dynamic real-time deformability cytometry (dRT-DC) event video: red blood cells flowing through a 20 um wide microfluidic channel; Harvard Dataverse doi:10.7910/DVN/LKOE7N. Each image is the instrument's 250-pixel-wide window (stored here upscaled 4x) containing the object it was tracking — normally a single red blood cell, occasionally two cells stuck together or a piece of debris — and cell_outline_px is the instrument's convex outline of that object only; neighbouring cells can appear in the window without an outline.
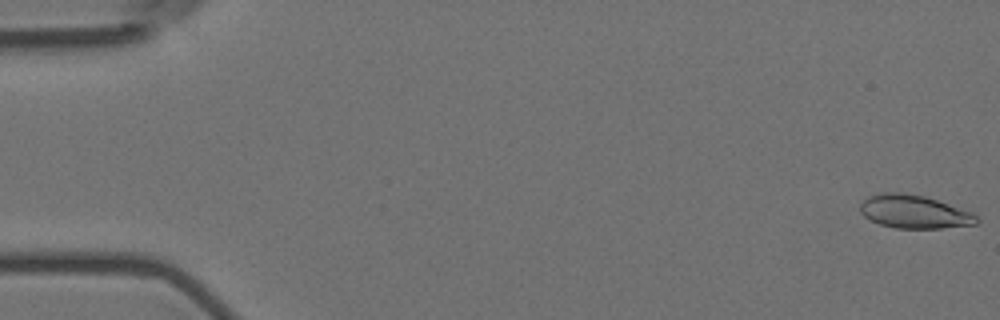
{"species": "Egyptian fruit bat (a non-hibernating species)", "species_latin": "Rousettus aegyptiacus", "temperature_condition": "room temperature", "stored_images_in_passage": 10, "camera_frame_rate_fps": 3000, "um_per_image_px": 0.085, "animal": {"sex": "female"}, "frame": {"image": 1, "passage_image": 1, "time_ms": 0.0, "image_size_px": [1000, 320], "cell_outline_px": [[980, 220], [976, 224], [940, 228], [896, 228], [880, 224], [864, 216], [860, 212], [860, 204], [868, 196], [884, 192], [904, 192], [924, 196], [972, 212]], "centroid_in_image_um": [77.69, 17.99], "position_along_channel_um": 7.3, "area_um2": 22.43}}